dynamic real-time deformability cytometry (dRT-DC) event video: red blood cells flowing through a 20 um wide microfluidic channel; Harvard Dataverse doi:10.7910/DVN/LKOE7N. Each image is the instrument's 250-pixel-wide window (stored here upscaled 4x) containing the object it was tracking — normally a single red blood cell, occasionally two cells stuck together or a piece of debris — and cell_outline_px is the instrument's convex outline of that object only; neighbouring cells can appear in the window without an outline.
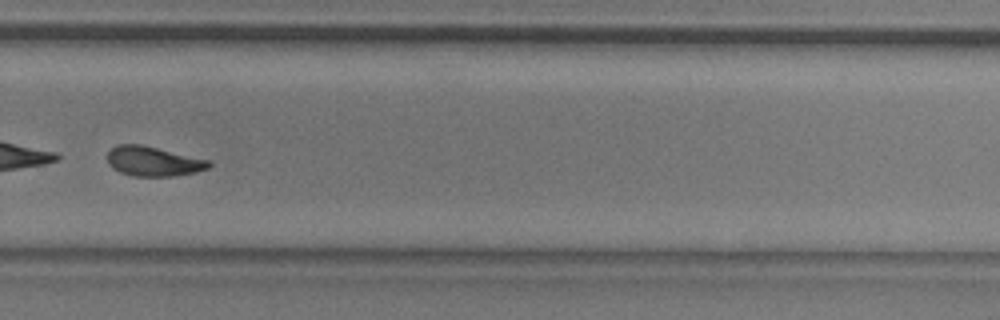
{"species": "common noctule bat (a hibernating species)", "species_latin": "Nyctalus noctula", "temperature_condition": "room temperature", "stored_images_in_passage": 53, "camera_frame_rate_fps": 3000, "um_per_image_px": 0.085, "animal": {"sex": "male", "body_mass_g": 20.5, "forearm_length_mm": 52.5}, "frame": {"image": 1, "passage_image": 37, "time_ms": 12.0, "image_size_px": [1000, 320], "cell_outline_px": [[212, 164], [208, 168], [196, 172], [172, 176], [132, 176], [120, 172], [112, 168], [108, 164], [108, 152], [116, 144], [140, 144], [208, 160]], "centroid_in_image_um": [12.99, 13.71], "position_along_channel_um": 316.8, "area_um2": 17.4}}